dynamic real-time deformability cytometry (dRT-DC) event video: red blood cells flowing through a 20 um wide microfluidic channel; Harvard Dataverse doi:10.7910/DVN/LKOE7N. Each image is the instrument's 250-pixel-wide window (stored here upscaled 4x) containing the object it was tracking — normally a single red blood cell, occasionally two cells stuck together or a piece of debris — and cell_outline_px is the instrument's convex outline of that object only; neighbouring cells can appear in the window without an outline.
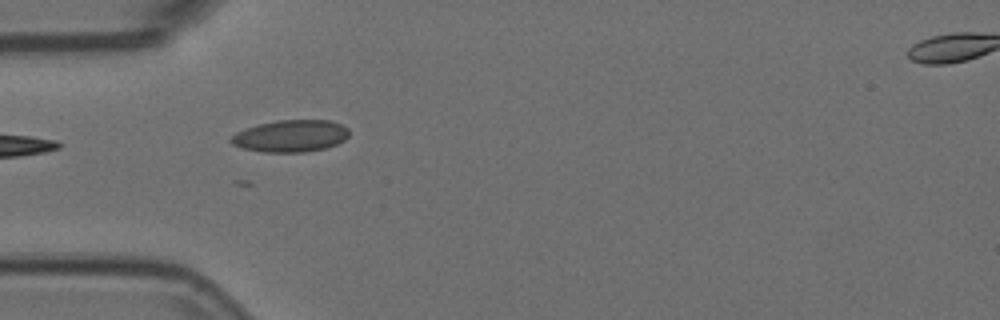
{"species": "Egyptian fruit bat (a non-hibernating species)", "species_latin": "Rousettus aegyptiacus", "temperature_condition": "room temperature", "stored_images_in_passage": 3, "camera_frame_rate_fps": 3000, "um_per_image_px": 0.085, "animal": {"sex": "female"}, "frame": {"image": 1, "passage_image": 1, "time_ms": 0.0, "image_size_px": [1000, 320], "cell_outline_px": [[348, 136], [344, 140], [336, 144], [324, 148], [304, 152], [264, 152], [240, 148], [232, 144], [228, 140], [236, 132], [260, 124], [276, 120], [328, 120], [340, 124], [348, 128]], "centroid_in_image_um": [24.68, 11.56], "position_along_channel_um": 60.3, "area_um2": 21.91}}